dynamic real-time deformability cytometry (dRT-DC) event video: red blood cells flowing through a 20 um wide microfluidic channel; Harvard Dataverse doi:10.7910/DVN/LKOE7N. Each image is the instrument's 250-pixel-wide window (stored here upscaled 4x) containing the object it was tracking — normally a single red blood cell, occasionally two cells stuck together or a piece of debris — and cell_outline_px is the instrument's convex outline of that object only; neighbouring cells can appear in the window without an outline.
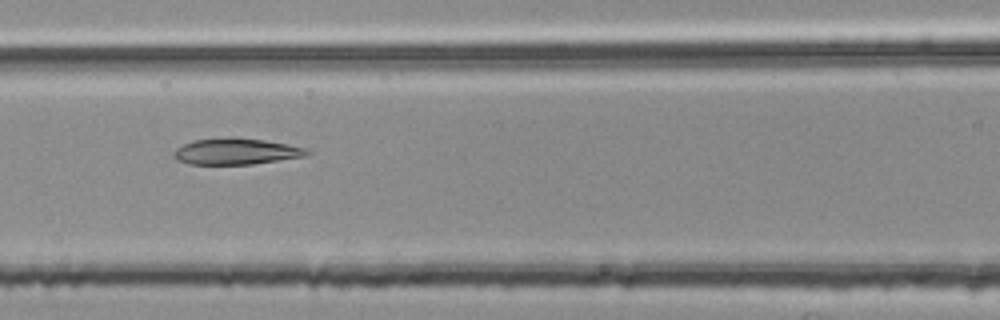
{"species": "common noctule bat (a hibernating species)", "species_latin": "Nyctalus noctula", "temperature_condition": "room temperature", "stored_images_in_passage": 39, "camera_frame_rate_fps": 3000, "um_per_image_px": 0.085, "animal": {"sex": "female", "body_mass_g": 25.1}, "frame": {"image": 1, "passage_image": 9, "time_ms": 2.667, "image_size_px": [1000, 320], "cell_outline_px": [[312, 152], [308, 156], [252, 164], [188, 164], [176, 160], [172, 156], [172, 152], [176, 148], [192, 140], [232, 136], [264, 140], [288, 144], [308, 148]], "centroid_in_image_um": [20.07, 12.86], "position_along_channel_um": 146.5, "area_um2": 20.81}}
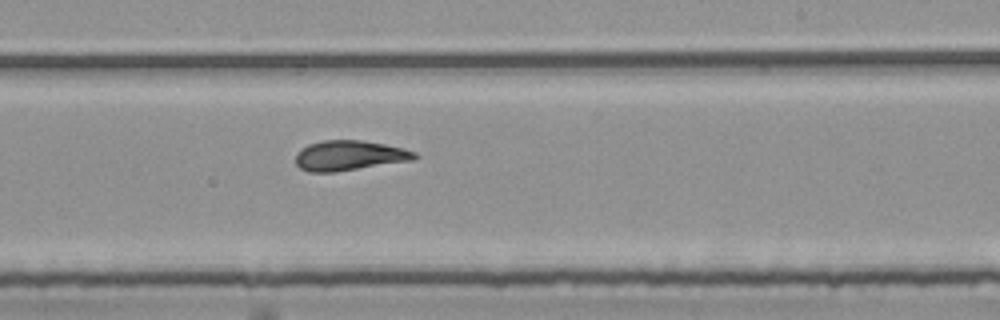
{"frame": {"image": 2, "passage_image": 18, "time_ms": 5.667, "image_size_px": [1000, 320], "cell_outline_px": [[420, 156], [412, 160], [336, 172], [308, 172], [300, 168], [296, 164], [296, 152], [300, 148], [308, 144], [324, 140], [360, 140], [384, 144], [404, 148], [416, 152]], "centroid_in_image_um": [29.67, 13.22], "position_along_channel_um": 259.3, "area_um2": 20.92}}
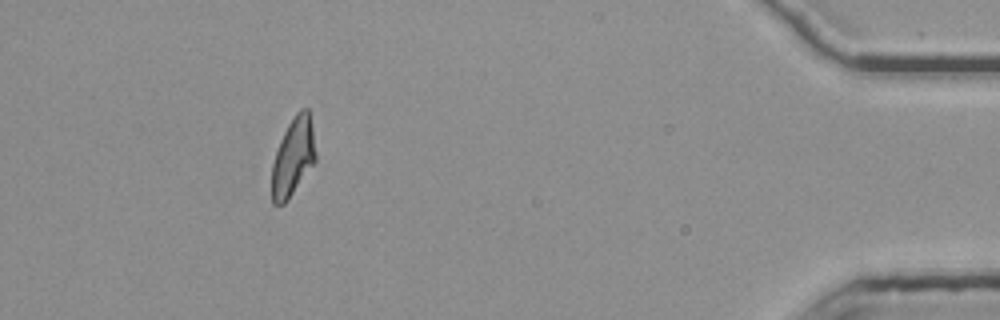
{"frame": {"image": 3, "passage_image": 35, "time_ms": 11.333, "image_size_px": [1000, 320], "cell_outline_px": [[316, 160], [288, 200], [284, 204], [272, 204], [272, 164], [280, 140], [288, 124], [296, 112], [300, 108], [308, 108], [312, 128], [316, 152]], "centroid_in_image_um": [24.91, 13.34], "position_along_channel_um": 410.3, "area_um2": 19.83}, "authors_computed_cell_mechanics": {"area_um2": 20.6346, "velocity_mm_per_s": 3.7759, "shape_relaxation_time_tau1_ms": null, "shape_relaxation_time_tau2_ms": 3.206, "deformation_change_tau1": null, "deformation_change_tau2": 0.1099}}